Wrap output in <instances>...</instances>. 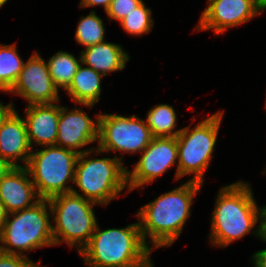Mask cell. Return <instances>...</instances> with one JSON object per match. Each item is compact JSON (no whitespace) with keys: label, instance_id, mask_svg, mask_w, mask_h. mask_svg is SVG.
I'll list each match as a JSON object with an SVG mask.
<instances>
[{"label":"cell","instance_id":"cell-1","mask_svg":"<svg viewBox=\"0 0 266 267\" xmlns=\"http://www.w3.org/2000/svg\"><path fill=\"white\" fill-rule=\"evenodd\" d=\"M201 188V183L189 180L142 206L137 216L145 243L148 236L154 248L171 246L180 236L191 214L193 198Z\"/></svg>","mask_w":266,"mask_h":267},{"label":"cell","instance_id":"cell-2","mask_svg":"<svg viewBox=\"0 0 266 267\" xmlns=\"http://www.w3.org/2000/svg\"><path fill=\"white\" fill-rule=\"evenodd\" d=\"M253 192L246 182L221 188L212 214L210 241L214 246L227 247L252 232L259 221V210Z\"/></svg>","mask_w":266,"mask_h":267},{"label":"cell","instance_id":"cell-3","mask_svg":"<svg viewBox=\"0 0 266 267\" xmlns=\"http://www.w3.org/2000/svg\"><path fill=\"white\" fill-rule=\"evenodd\" d=\"M151 249L142 237L139 222L105 230L96 224L89 243L79 254L87 267H125L145 259Z\"/></svg>","mask_w":266,"mask_h":267},{"label":"cell","instance_id":"cell-4","mask_svg":"<svg viewBox=\"0 0 266 267\" xmlns=\"http://www.w3.org/2000/svg\"><path fill=\"white\" fill-rule=\"evenodd\" d=\"M49 213V201L39 199L27 209L8 214L0 231V243H4L0 244V252L27 257L22 254L23 251L53 246V225L50 223ZM10 215L12 220L9 219Z\"/></svg>","mask_w":266,"mask_h":267},{"label":"cell","instance_id":"cell-5","mask_svg":"<svg viewBox=\"0 0 266 267\" xmlns=\"http://www.w3.org/2000/svg\"><path fill=\"white\" fill-rule=\"evenodd\" d=\"M51 208L54 245L65 241L69 247H76L78 253L89 243L97 220L93 206L96 203L84 198L76 189L48 200Z\"/></svg>","mask_w":266,"mask_h":267},{"label":"cell","instance_id":"cell-6","mask_svg":"<svg viewBox=\"0 0 266 267\" xmlns=\"http://www.w3.org/2000/svg\"><path fill=\"white\" fill-rule=\"evenodd\" d=\"M94 152L96 148L79 154L74 183L85 199L105 206L127 188V168L122 157L87 158Z\"/></svg>","mask_w":266,"mask_h":267},{"label":"cell","instance_id":"cell-7","mask_svg":"<svg viewBox=\"0 0 266 267\" xmlns=\"http://www.w3.org/2000/svg\"><path fill=\"white\" fill-rule=\"evenodd\" d=\"M45 147L32 151L25 167L40 199L49 200L72 192V186H66V183L71 181L74 184L79 154L57 145Z\"/></svg>","mask_w":266,"mask_h":267},{"label":"cell","instance_id":"cell-8","mask_svg":"<svg viewBox=\"0 0 266 267\" xmlns=\"http://www.w3.org/2000/svg\"><path fill=\"white\" fill-rule=\"evenodd\" d=\"M224 112L212 114L199 122L190 130V126L182 128L176 137L178 148V164L175 180L185 175L194 174L190 181L203 184L205 170L209 168L214 146Z\"/></svg>","mask_w":266,"mask_h":267},{"label":"cell","instance_id":"cell-9","mask_svg":"<svg viewBox=\"0 0 266 267\" xmlns=\"http://www.w3.org/2000/svg\"><path fill=\"white\" fill-rule=\"evenodd\" d=\"M152 138L149 127L136 115L125 117L100 114L96 153L109 151L141 153L150 144Z\"/></svg>","mask_w":266,"mask_h":267},{"label":"cell","instance_id":"cell-10","mask_svg":"<svg viewBox=\"0 0 266 267\" xmlns=\"http://www.w3.org/2000/svg\"><path fill=\"white\" fill-rule=\"evenodd\" d=\"M176 137H153L150 144L141 152V158L132 172L127 170V189L132 191L152 183L174 164H178Z\"/></svg>","mask_w":266,"mask_h":267},{"label":"cell","instance_id":"cell-11","mask_svg":"<svg viewBox=\"0 0 266 267\" xmlns=\"http://www.w3.org/2000/svg\"><path fill=\"white\" fill-rule=\"evenodd\" d=\"M9 92L26 99L28 105L60 102L59 90L51 78L47 63L38 52L33 53L24 63L16 83Z\"/></svg>","mask_w":266,"mask_h":267},{"label":"cell","instance_id":"cell-12","mask_svg":"<svg viewBox=\"0 0 266 267\" xmlns=\"http://www.w3.org/2000/svg\"><path fill=\"white\" fill-rule=\"evenodd\" d=\"M207 3L197 30L213 29L217 35L250 21L265 10L259 0H209Z\"/></svg>","mask_w":266,"mask_h":267},{"label":"cell","instance_id":"cell-13","mask_svg":"<svg viewBox=\"0 0 266 267\" xmlns=\"http://www.w3.org/2000/svg\"><path fill=\"white\" fill-rule=\"evenodd\" d=\"M99 115H96L97 121L94 122L80 108H75L68 112L67 107L60 106L56 145L78 154L93 149L77 150L92 142H98Z\"/></svg>","mask_w":266,"mask_h":267},{"label":"cell","instance_id":"cell-14","mask_svg":"<svg viewBox=\"0 0 266 267\" xmlns=\"http://www.w3.org/2000/svg\"><path fill=\"white\" fill-rule=\"evenodd\" d=\"M31 153L24 118L14 109L0 125V159L12 167H23L27 165ZM19 160L24 164H17Z\"/></svg>","mask_w":266,"mask_h":267},{"label":"cell","instance_id":"cell-15","mask_svg":"<svg viewBox=\"0 0 266 267\" xmlns=\"http://www.w3.org/2000/svg\"><path fill=\"white\" fill-rule=\"evenodd\" d=\"M39 199L25 166L12 167L0 180V201L8 214L27 209Z\"/></svg>","mask_w":266,"mask_h":267},{"label":"cell","instance_id":"cell-16","mask_svg":"<svg viewBox=\"0 0 266 267\" xmlns=\"http://www.w3.org/2000/svg\"><path fill=\"white\" fill-rule=\"evenodd\" d=\"M24 118L29 144L40 146L56 145L60 106L53 104L27 105Z\"/></svg>","mask_w":266,"mask_h":267},{"label":"cell","instance_id":"cell-17","mask_svg":"<svg viewBox=\"0 0 266 267\" xmlns=\"http://www.w3.org/2000/svg\"><path fill=\"white\" fill-rule=\"evenodd\" d=\"M81 63L106 76L125 68L129 55L122 47L105 41L81 51Z\"/></svg>","mask_w":266,"mask_h":267},{"label":"cell","instance_id":"cell-18","mask_svg":"<svg viewBox=\"0 0 266 267\" xmlns=\"http://www.w3.org/2000/svg\"><path fill=\"white\" fill-rule=\"evenodd\" d=\"M103 76L94 69L80 64L71 84L65 91L75 103L92 108L99 101Z\"/></svg>","mask_w":266,"mask_h":267},{"label":"cell","instance_id":"cell-19","mask_svg":"<svg viewBox=\"0 0 266 267\" xmlns=\"http://www.w3.org/2000/svg\"><path fill=\"white\" fill-rule=\"evenodd\" d=\"M176 120V113L172 106L159 104L148 111L144 122L149 127L152 137H177L182 129L174 130Z\"/></svg>","mask_w":266,"mask_h":267},{"label":"cell","instance_id":"cell-20","mask_svg":"<svg viewBox=\"0 0 266 267\" xmlns=\"http://www.w3.org/2000/svg\"><path fill=\"white\" fill-rule=\"evenodd\" d=\"M81 63L74 55L58 51L47 62L51 78L55 86L59 89H67L71 84L74 75L77 73L78 67Z\"/></svg>","mask_w":266,"mask_h":267},{"label":"cell","instance_id":"cell-21","mask_svg":"<svg viewBox=\"0 0 266 267\" xmlns=\"http://www.w3.org/2000/svg\"><path fill=\"white\" fill-rule=\"evenodd\" d=\"M24 61L17 53L15 44L0 45V90L9 92L16 83Z\"/></svg>","mask_w":266,"mask_h":267},{"label":"cell","instance_id":"cell-22","mask_svg":"<svg viewBox=\"0 0 266 267\" xmlns=\"http://www.w3.org/2000/svg\"><path fill=\"white\" fill-rule=\"evenodd\" d=\"M105 27L102 19L96 15L94 10L87 16H82L77 25L75 39L78 44L85 48L94 46L104 41Z\"/></svg>","mask_w":266,"mask_h":267},{"label":"cell","instance_id":"cell-23","mask_svg":"<svg viewBox=\"0 0 266 267\" xmlns=\"http://www.w3.org/2000/svg\"><path fill=\"white\" fill-rule=\"evenodd\" d=\"M152 11L146 8L145 3L142 1L133 11L124 17L119 23L122 28L130 35H143L151 32L153 18L151 17Z\"/></svg>","mask_w":266,"mask_h":267},{"label":"cell","instance_id":"cell-24","mask_svg":"<svg viewBox=\"0 0 266 267\" xmlns=\"http://www.w3.org/2000/svg\"><path fill=\"white\" fill-rule=\"evenodd\" d=\"M142 0H112L109 8L106 10L107 16L110 20L121 21L124 17L129 15Z\"/></svg>","mask_w":266,"mask_h":267},{"label":"cell","instance_id":"cell-25","mask_svg":"<svg viewBox=\"0 0 266 267\" xmlns=\"http://www.w3.org/2000/svg\"><path fill=\"white\" fill-rule=\"evenodd\" d=\"M29 260L28 257L0 252V267H23Z\"/></svg>","mask_w":266,"mask_h":267},{"label":"cell","instance_id":"cell-26","mask_svg":"<svg viewBox=\"0 0 266 267\" xmlns=\"http://www.w3.org/2000/svg\"><path fill=\"white\" fill-rule=\"evenodd\" d=\"M259 210V226L258 229L252 233H255V236H258L259 238H261L262 240H264L266 242V206L265 207H260L258 208Z\"/></svg>","mask_w":266,"mask_h":267},{"label":"cell","instance_id":"cell-27","mask_svg":"<svg viewBox=\"0 0 266 267\" xmlns=\"http://www.w3.org/2000/svg\"><path fill=\"white\" fill-rule=\"evenodd\" d=\"M111 2L112 0H81L80 7L85 8L102 5L106 12Z\"/></svg>","mask_w":266,"mask_h":267},{"label":"cell","instance_id":"cell-28","mask_svg":"<svg viewBox=\"0 0 266 267\" xmlns=\"http://www.w3.org/2000/svg\"><path fill=\"white\" fill-rule=\"evenodd\" d=\"M252 258L255 267H266V249L255 252Z\"/></svg>","mask_w":266,"mask_h":267},{"label":"cell","instance_id":"cell-29","mask_svg":"<svg viewBox=\"0 0 266 267\" xmlns=\"http://www.w3.org/2000/svg\"><path fill=\"white\" fill-rule=\"evenodd\" d=\"M13 110L14 106L12 103L5 106L0 102V125Z\"/></svg>","mask_w":266,"mask_h":267},{"label":"cell","instance_id":"cell-30","mask_svg":"<svg viewBox=\"0 0 266 267\" xmlns=\"http://www.w3.org/2000/svg\"><path fill=\"white\" fill-rule=\"evenodd\" d=\"M12 166L5 160L0 159V180L8 173Z\"/></svg>","mask_w":266,"mask_h":267},{"label":"cell","instance_id":"cell-31","mask_svg":"<svg viewBox=\"0 0 266 267\" xmlns=\"http://www.w3.org/2000/svg\"><path fill=\"white\" fill-rule=\"evenodd\" d=\"M125 267H153V264H152V262H151V260L149 258V255H148L142 261L134 263V264L129 265V266H125Z\"/></svg>","mask_w":266,"mask_h":267},{"label":"cell","instance_id":"cell-32","mask_svg":"<svg viewBox=\"0 0 266 267\" xmlns=\"http://www.w3.org/2000/svg\"><path fill=\"white\" fill-rule=\"evenodd\" d=\"M8 213L5 209L4 204L0 201V231L4 226V222L6 221Z\"/></svg>","mask_w":266,"mask_h":267},{"label":"cell","instance_id":"cell-33","mask_svg":"<svg viewBox=\"0 0 266 267\" xmlns=\"http://www.w3.org/2000/svg\"><path fill=\"white\" fill-rule=\"evenodd\" d=\"M23 267H40V264L34 263L33 261L29 260Z\"/></svg>","mask_w":266,"mask_h":267},{"label":"cell","instance_id":"cell-34","mask_svg":"<svg viewBox=\"0 0 266 267\" xmlns=\"http://www.w3.org/2000/svg\"><path fill=\"white\" fill-rule=\"evenodd\" d=\"M261 3V6L266 9V0H259Z\"/></svg>","mask_w":266,"mask_h":267},{"label":"cell","instance_id":"cell-35","mask_svg":"<svg viewBox=\"0 0 266 267\" xmlns=\"http://www.w3.org/2000/svg\"><path fill=\"white\" fill-rule=\"evenodd\" d=\"M8 0H0V8L5 4L7 3Z\"/></svg>","mask_w":266,"mask_h":267}]
</instances>
